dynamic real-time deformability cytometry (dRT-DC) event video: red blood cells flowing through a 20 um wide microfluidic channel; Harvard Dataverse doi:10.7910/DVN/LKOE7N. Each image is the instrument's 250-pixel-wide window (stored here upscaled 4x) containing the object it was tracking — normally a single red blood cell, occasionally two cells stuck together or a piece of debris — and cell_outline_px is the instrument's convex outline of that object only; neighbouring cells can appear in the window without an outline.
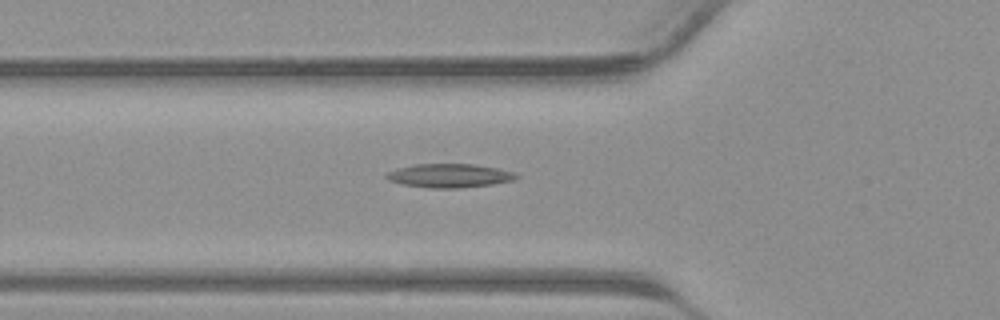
{"species": "common noctule bat (a hibernating species)", "species_latin": "Nyctalus noctula", "temperature_condition": "warm", "stored_images_in_passage": 37, "camera_frame_rate_fps": 3000, "um_per_image_px": 0.085, "animal": {"sex": "male", "body_mass_g": 23.1, "forearm_length_mm": 52.7}, "frame": {"image": 1, "passage_image": 11, "time_ms": 3.333, "image_size_px": [1000, 320], "cell_outline_px": [[520, 176], [512, 180], [492, 184], [460, 188], [428, 188], [400, 184], [388, 180], [384, 176], [388, 172], [400, 168], [416, 164], [472, 164], [496, 168], [516, 172]], "centroid_in_image_um": [38.2, 14.94], "position_along_channel_um": 87.6, "area_um2": 17.92}}
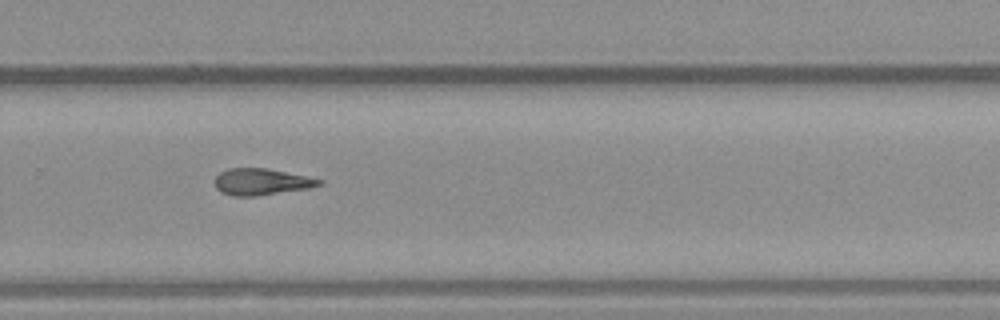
{"frame": {"image": 2, "passage_image": 24, "time_ms": 7.667, "image_size_px": [1000, 320], "cell_outline_px": [[324, 184], [308, 188], [256, 196], [232, 196], [220, 192], [216, 188], [216, 176], [220, 172], [228, 168], [268, 168], [324, 180]], "centroid_in_image_um": [22.22, 15.45], "position_along_channel_um": 307.6, "area_um2": 16.13}}
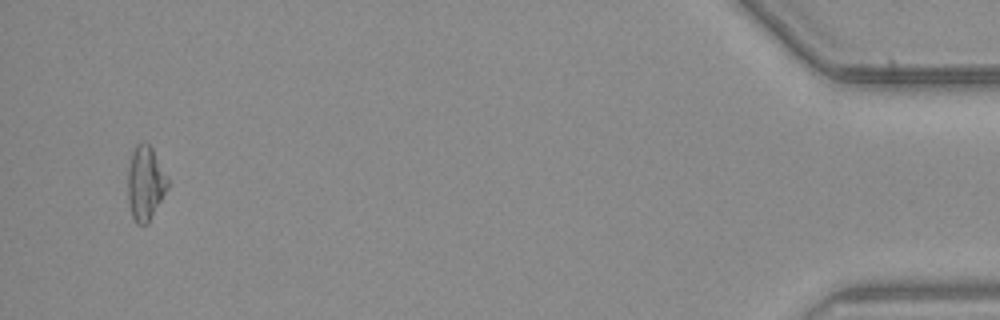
{"frame": {"image": 3, "passage_image": 36, "time_ms": 11.667, "image_size_px": [1000, 320], "cell_outline_px": [[168, 188], [148, 224], [136, 224], [132, 216], [128, 200], [128, 152], [136, 144], [148, 144], [152, 148], [168, 180]], "centroid_in_image_um": [12.32, 15.56], "position_along_channel_um": 422.9, "area_um2": 17.34}}